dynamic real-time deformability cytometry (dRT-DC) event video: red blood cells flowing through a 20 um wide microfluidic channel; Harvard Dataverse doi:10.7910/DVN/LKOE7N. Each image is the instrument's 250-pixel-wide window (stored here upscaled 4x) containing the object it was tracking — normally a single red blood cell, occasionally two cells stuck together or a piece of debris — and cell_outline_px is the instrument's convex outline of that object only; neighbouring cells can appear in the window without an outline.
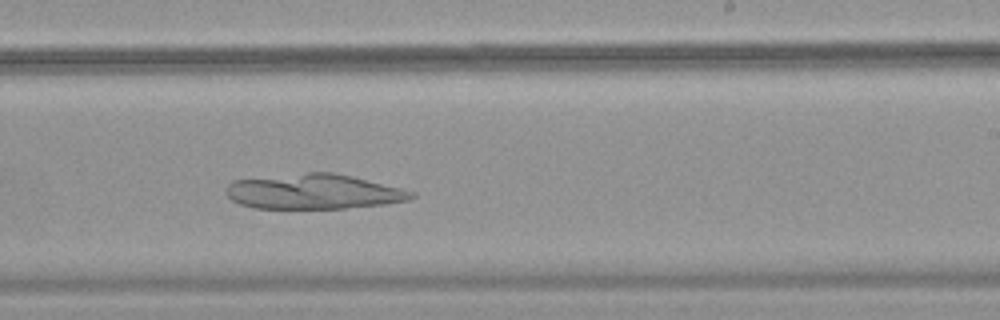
{"species": "common noctule bat (a hibernating species)", "species_latin": "Nyctalus noctula", "temperature_condition": "warm", "stored_images_in_passage": 38, "camera_frame_rate_fps": 3000, "um_per_image_px": 0.085, "animal": {"sex": "female", "body_mass_g": 18.4}, "frame": {"image": 1, "passage_image": 17, "time_ms": 5.333, "image_size_px": [1000, 320], "cell_outline_px": [[416, 196], [408, 200], [384, 204], [344, 208], [252, 208], [240, 204], [232, 200], [224, 192], [224, 188], [232, 180], [308, 172], [332, 172], [352, 176], [416, 192]], "centroid_in_image_um": [26.62, 16.28], "position_along_channel_um": 262.4, "area_um2": 37.8}}